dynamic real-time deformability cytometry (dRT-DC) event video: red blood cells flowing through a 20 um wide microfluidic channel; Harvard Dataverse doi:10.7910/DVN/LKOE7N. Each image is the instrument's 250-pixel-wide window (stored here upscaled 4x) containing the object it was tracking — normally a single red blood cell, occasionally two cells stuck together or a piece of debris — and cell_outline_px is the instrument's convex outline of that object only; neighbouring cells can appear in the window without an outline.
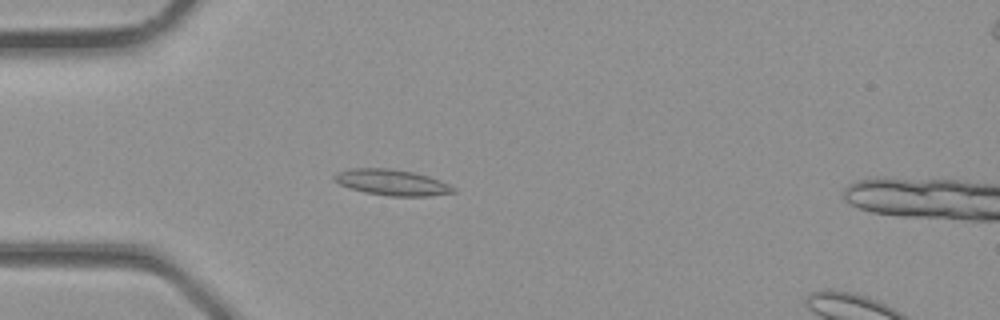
{"species": "common noctule bat (a hibernating species)", "species_latin": "Nyctalus noctula", "temperature_condition": "room temperature", "stored_images_in_passage": 26, "camera_frame_rate_fps": 3000, "um_per_image_px": 0.085, "animal": {"sex": "male", "body_mass_g": 23.1, "forearm_length_mm": 52.7}, "frame": {"image": 1, "passage_image": 7, "time_ms": 2.0, "image_size_px": [1000, 320], "cell_outline_px": [[456, 192], [428, 196], [388, 196], [364, 192], [348, 188], [340, 184], [332, 176], [336, 172], [352, 168], [392, 168], [412, 172], [428, 176], [448, 184], [456, 188]], "centroid_in_image_um": [33.29, 15.5], "position_along_channel_um": 51.7, "area_um2": 17.98}}
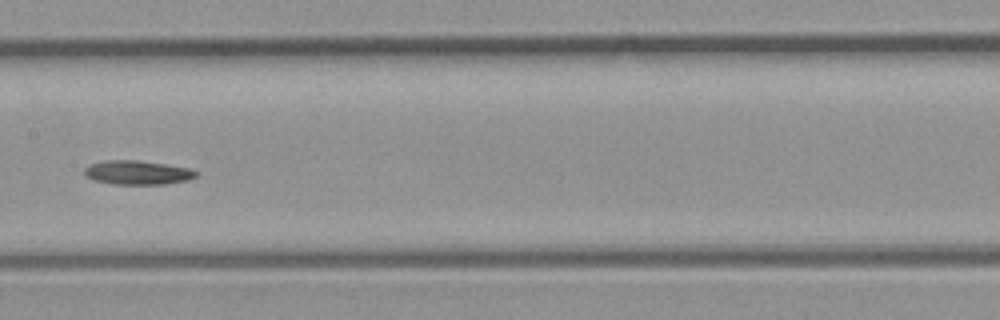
{"frame": {"image": 2, "passage_image": 15, "time_ms": 4.667, "image_size_px": [1000, 320], "cell_outline_px": [[200, 172], [196, 176], [188, 180], [164, 184], [116, 184], [96, 180], [88, 176], [84, 172], [84, 168], [92, 164], [104, 160], [136, 160], [164, 164], [188, 168]], "centroid_in_image_um": [11.73, 14.66], "position_along_channel_um": 195.7, "area_um2": 15.37}}
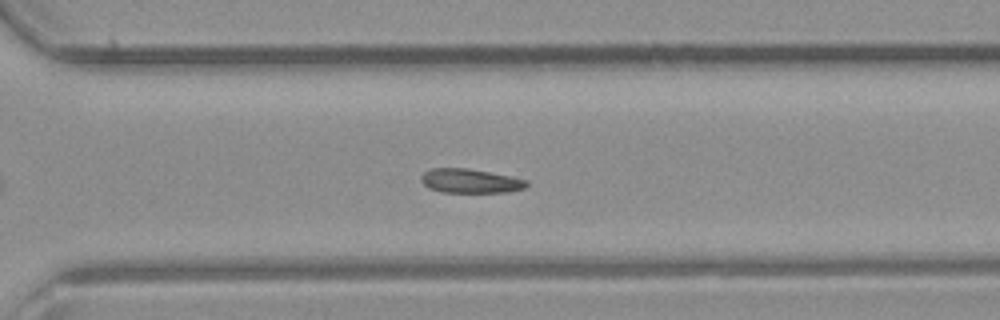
{"frame": {"image": 3, "passage_image": 22, "time_ms": 7.0, "image_size_px": [1000, 320], "cell_outline_px": [[528, 184], [524, 188], [508, 192], [440, 192], [428, 188], [420, 180], [420, 176], [428, 168], [468, 168], [512, 176], [528, 180]], "centroid_in_image_um": [39.95, 15.37], "position_along_channel_um": 330.7, "area_um2": 15.03}}